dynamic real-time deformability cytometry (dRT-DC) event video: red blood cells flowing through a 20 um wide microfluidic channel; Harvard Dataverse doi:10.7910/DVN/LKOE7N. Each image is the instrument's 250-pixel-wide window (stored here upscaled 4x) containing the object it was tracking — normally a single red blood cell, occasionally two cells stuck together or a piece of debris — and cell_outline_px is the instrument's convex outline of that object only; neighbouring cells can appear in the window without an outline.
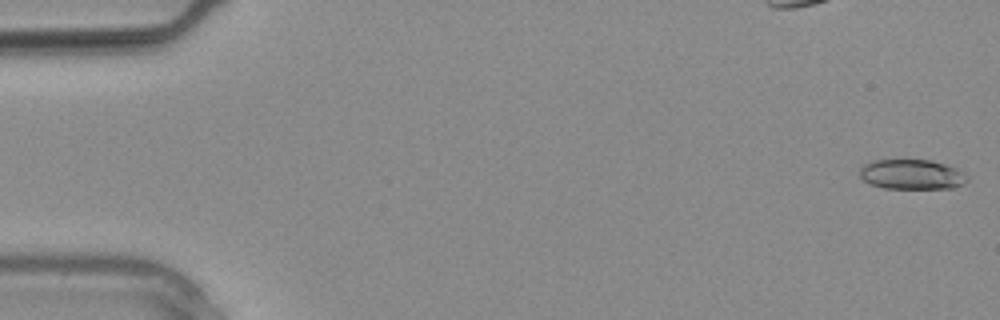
{"species": "common noctule bat (a hibernating species)", "species_latin": "Nyctalus noctula", "temperature_condition": "warm", "stored_images_in_passage": 20, "camera_frame_rate_fps": 3000, "um_per_image_px": 0.085, "animal": {"sex": "male", "body_mass_g": 20.4}, "frame": {"image": 1, "passage_image": 1, "time_ms": 0.0, "image_size_px": [1000, 320], "cell_outline_px": [[968, 180], [964, 184], [956, 188], [884, 188], [872, 184], [864, 180], [860, 176], [860, 168], [864, 164], [872, 160], [932, 160], [956, 168], [964, 172], [968, 176]], "centroid_in_image_um": [77.54, 14.82], "position_along_channel_um": 7.5, "area_um2": 18.79}}